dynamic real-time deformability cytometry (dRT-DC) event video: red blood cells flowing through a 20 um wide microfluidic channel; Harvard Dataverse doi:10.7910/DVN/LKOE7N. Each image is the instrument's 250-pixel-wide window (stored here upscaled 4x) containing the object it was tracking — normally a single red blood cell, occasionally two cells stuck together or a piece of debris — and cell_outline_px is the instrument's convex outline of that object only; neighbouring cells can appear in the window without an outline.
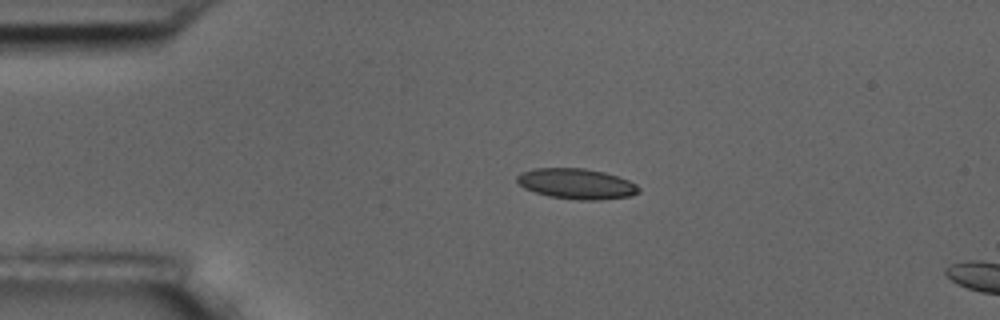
{"species": "common noctule bat (a hibernating species)", "species_latin": "Nyctalus noctula", "temperature_condition": "room temperature", "stored_images_in_passage": 16, "camera_frame_rate_fps": 3000, "um_per_image_px": 0.085, "animal": {"sex": "male", "body_mass_g": 17.5, "forearm_length_mm": 52.3}, "frame": {"image": 1, "passage_image": 12, "time_ms": 3.667, "image_size_px": [1000, 320], "cell_outline_px": [[640, 192], [632, 196], [600, 200], [576, 200], [548, 196], [524, 188], [516, 180], [516, 176], [520, 172], [532, 168], [584, 168], [604, 172], [628, 180], [636, 184], [640, 188]], "centroid_in_image_um": [49.0, 15.62], "position_along_channel_um": 36.0, "area_um2": 21.79}}